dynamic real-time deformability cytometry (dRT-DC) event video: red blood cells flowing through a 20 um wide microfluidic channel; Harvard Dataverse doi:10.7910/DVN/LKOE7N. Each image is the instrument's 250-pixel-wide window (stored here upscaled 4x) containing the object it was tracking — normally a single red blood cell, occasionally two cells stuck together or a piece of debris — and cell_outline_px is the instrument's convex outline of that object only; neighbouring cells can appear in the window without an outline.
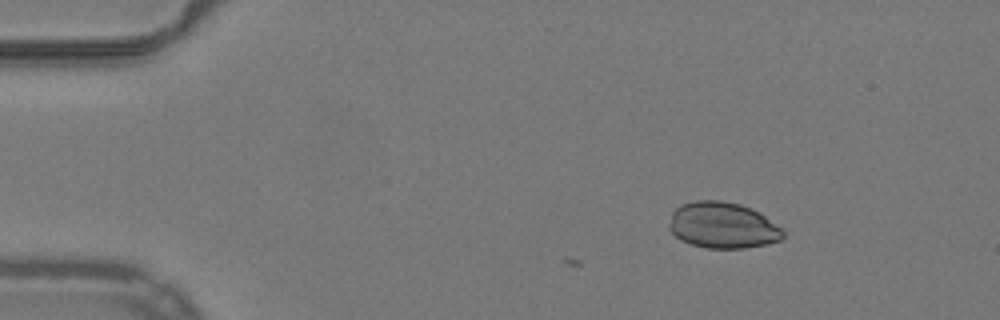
{"species": "common noctule bat (a hibernating species)", "species_latin": "Nyctalus noctula", "temperature_condition": "warm", "stored_images_in_passage": 4, "camera_frame_rate_fps": 3000, "um_per_image_px": 0.085, "animal": {"sex": "male", "body_mass_g": 19.2, "forearm_length_mm": 51.8}, "frame": {"image": 1, "passage_image": 4, "time_ms": 1.0, "image_size_px": [1000, 320], "cell_outline_px": [[784, 236], [780, 240], [768, 244], [744, 248], [704, 248], [680, 240], [668, 228], [668, 224], [672, 212], [680, 204], [696, 200], [720, 200], [740, 204], [752, 208], [760, 212], [780, 228], [784, 232]], "centroid_in_image_um": [61.4, 19.14], "position_along_channel_um": 23.6, "area_um2": 30.81}}